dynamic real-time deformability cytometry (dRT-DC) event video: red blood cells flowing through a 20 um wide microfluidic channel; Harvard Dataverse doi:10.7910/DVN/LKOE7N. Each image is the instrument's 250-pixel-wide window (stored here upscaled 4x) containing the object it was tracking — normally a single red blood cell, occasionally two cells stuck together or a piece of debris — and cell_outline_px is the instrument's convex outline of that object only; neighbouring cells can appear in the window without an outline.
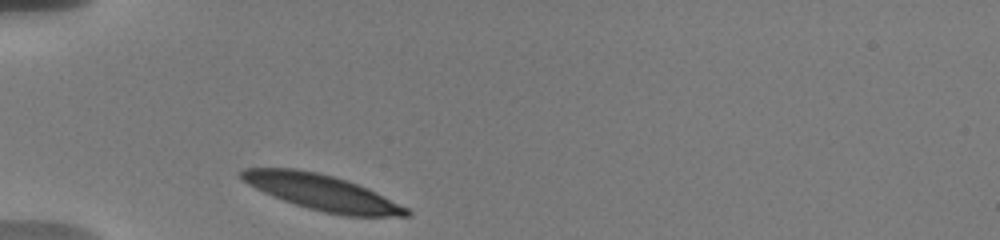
{"species": "human", "species_latin": "Homo sapiens", "temperature_condition": "warm", "stored_images_in_passage": 9, "camera_frame_rate_fps": 3000, "um_per_image_px": 0.085, "donor": {"sex": "male"}, "frame": {"image": 1, "passage_image": 1, "time_ms": 0.0, "image_size_px": [1000, 240], "cell_outline_px": [[412, 216], [344, 216], [324, 212], [308, 208], [272, 196], [248, 184], [240, 176], [240, 172], [244, 168], [296, 168], [316, 172], [332, 176], [368, 188], [408, 208], [412, 212]], "centroid_in_image_um": [27.39, 16.36], "position_along_channel_um": 57.6, "area_um2": 33.87}}
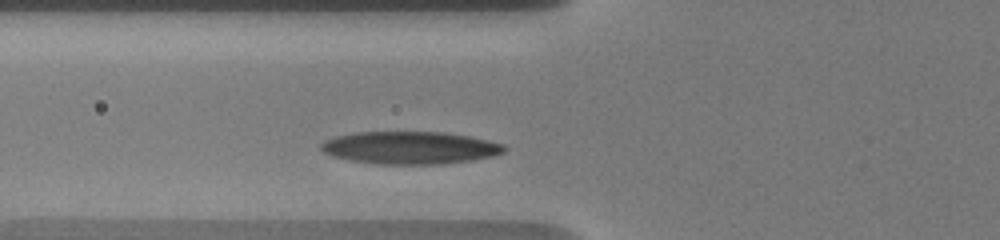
{"frame": {"image": 2, "passage_image": 7, "time_ms": 1.333, "image_size_px": [1000, 240], "cell_outline_px": [[508, 148], [504, 152], [492, 156], [472, 160], [444, 164], [376, 164], [352, 160], [332, 156], [324, 152], [320, 148], [320, 144], [324, 140], [332, 136], [356, 132], [444, 132], [468, 136], [488, 140], [504, 144]], "centroid_in_image_um": [34.84, 12.55], "position_along_channel_um": 91.0, "area_um2": 34.97}}